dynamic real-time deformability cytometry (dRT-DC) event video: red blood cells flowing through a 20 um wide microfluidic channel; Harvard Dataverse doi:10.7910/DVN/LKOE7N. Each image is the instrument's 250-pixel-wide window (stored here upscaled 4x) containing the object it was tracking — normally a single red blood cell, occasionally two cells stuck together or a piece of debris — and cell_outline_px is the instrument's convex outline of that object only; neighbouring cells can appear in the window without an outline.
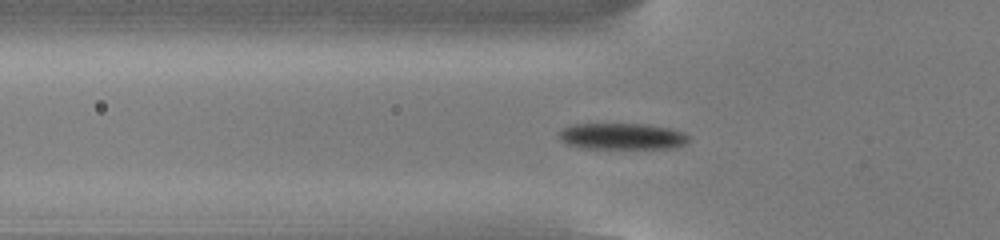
{"species": "common noctule bat (a hibernating species)", "species_latin": "Nyctalus noctula", "temperature_condition": "cold", "stored_images_in_passage": 54, "camera_frame_rate_fps": 3000, "um_per_image_px": 0.085, "animal": {"sex": "male", "body_mass_g": 13.0, "forearm_length_mm": 53.1}, "frame": {"image": 1, "passage_image": 18, "time_ms": 5.667, "image_size_px": [1000, 240], "cell_outline_px": [[692, 140], [684, 144], [672, 148], [584, 148], [568, 144], [560, 140], [560, 128], [572, 124], [648, 124], [668, 128], [684, 132]], "centroid_in_image_um": [52.89, 11.58], "position_along_channel_um": 72.9, "area_um2": 19.94}}
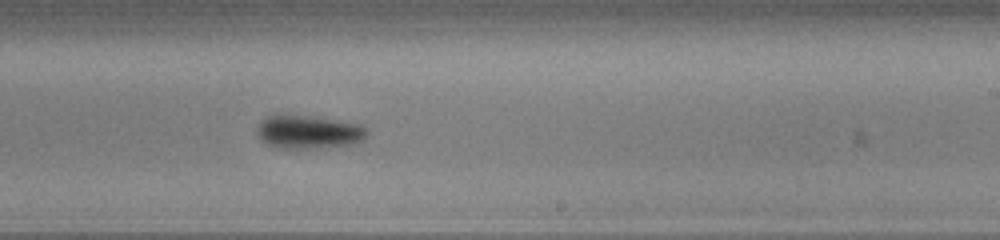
{"frame": {"image": 2, "passage_image": 33, "time_ms": 10.667, "image_size_px": [1000, 240], "cell_outline_px": [[368, 132], [364, 140], [352, 144], [320, 148], [284, 148], [268, 144], [260, 140], [256, 132], [260, 120], [276, 112], [280, 112], [360, 124]], "centroid_in_image_um": [26.16, 11.19], "position_along_channel_um": 262.8, "area_um2": 21.62}}
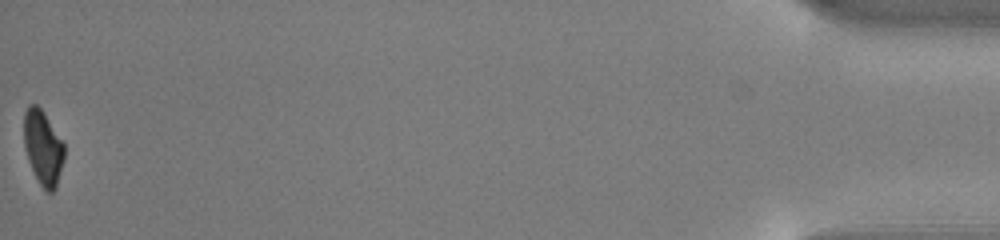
{"frame": {"image": 3, "passage_image": 54, "time_ms": 17.667, "image_size_px": [1000, 240], "cell_outline_px": [[64, 160], [56, 188], [52, 192], [48, 192], [40, 184], [28, 160], [24, 144], [24, 112], [28, 104], [36, 104], [40, 108], [64, 144]], "centroid_in_image_um": [3.65, 12.55], "position_along_channel_um": 431.5, "area_um2": 17.22}, "authors_computed_cell_mechanics": {"area_um2": 19.7965, "velocity_mm_per_s": 3.8019, "shape_relaxation_time_tau1_ms": 1.3691, "shape_relaxation_time_tau2_ms": null, "deformation_change_tau1": 0.1215, "deformation_change_tau2": null}}